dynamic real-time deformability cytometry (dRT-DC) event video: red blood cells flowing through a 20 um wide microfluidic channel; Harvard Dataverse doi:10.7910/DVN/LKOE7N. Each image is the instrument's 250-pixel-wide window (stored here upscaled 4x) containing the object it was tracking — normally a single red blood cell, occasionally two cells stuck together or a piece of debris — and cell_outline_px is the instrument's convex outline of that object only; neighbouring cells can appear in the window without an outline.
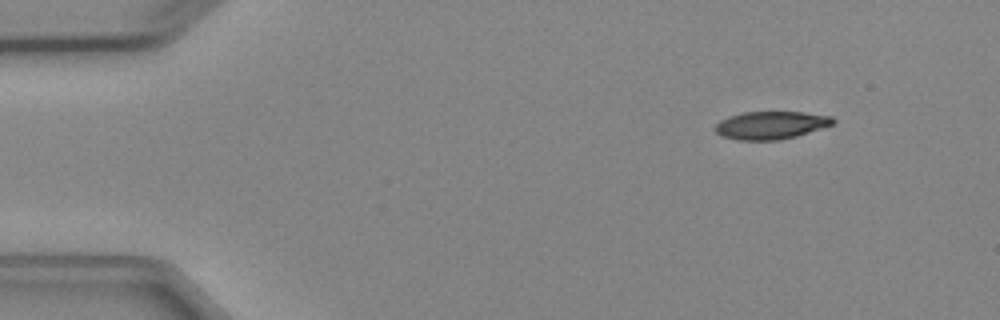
{"species": "Egyptian fruit bat (a non-hibernating species)", "species_latin": "Rousettus aegyptiacus", "temperature_condition": "cold", "stored_images_in_passage": 6, "segment_of_instrument_passage": [2, 2], "camera_frame_rate_fps": 3000, "um_per_image_px": 0.085, "animal": {"sex": "female"}, "frame": {"image": 1, "passage_image": 6, "time_ms": 5.667, "image_size_px": [1000, 320], "cell_outline_px": [[836, 124], [796, 136], [780, 140], [736, 140], [720, 136], [712, 128], [720, 120], [728, 116], [744, 112], [804, 112], [832, 116], [836, 120]], "centroid_in_image_um": [65.52, 10.64], "position_along_channel_um": 19.5, "area_um2": 19.42}}